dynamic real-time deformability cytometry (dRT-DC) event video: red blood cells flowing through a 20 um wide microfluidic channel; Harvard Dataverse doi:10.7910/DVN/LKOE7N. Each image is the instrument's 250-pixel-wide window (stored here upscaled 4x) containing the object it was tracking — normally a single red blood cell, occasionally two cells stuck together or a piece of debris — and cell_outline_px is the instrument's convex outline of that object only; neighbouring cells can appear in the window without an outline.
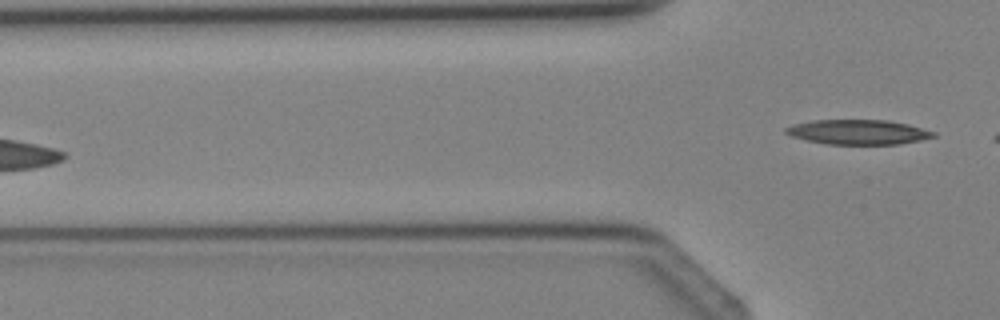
{"species": "Egyptian fruit bat (a non-hibernating species)", "species_latin": "Rousettus aegyptiacus", "temperature_condition": "cold", "stored_images_in_passage": 4, "camera_frame_rate_fps": 3000, "um_per_image_px": 0.085, "animal": {"sex": "female"}, "frame": {"image": 1, "passage_image": 4, "time_ms": 3.667, "image_size_px": [1000, 320], "cell_outline_px": [[936, 136], [920, 140], [900, 144], [824, 144], [792, 136], [784, 132], [784, 128], [792, 124], [812, 120], [888, 120], [908, 124], [936, 132]], "centroid_in_image_um": [72.93, 11.22], "position_along_channel_um": 52.9, "area_um2": 21.33}}